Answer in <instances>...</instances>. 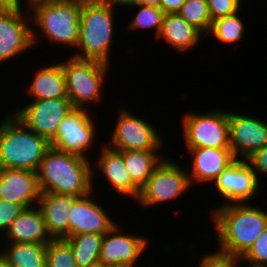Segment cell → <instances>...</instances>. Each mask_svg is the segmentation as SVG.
Listing matches in <instances>:
<instances>
[{"instance_id": "obj_6", "label": "cell", "mask_w": 267, "mask_h": 267, "mask_svg": "<svg viewBox=\"0 0 267 267\" xmlns=\"http://www.w3.org/2000/svg\"><path fill=\"white\" fill-rule=\"evenodd\" d=\"M82 1L61 2L35 7L30 13L32 26H37L47 41L77 47ZM42 30V31H41Z\"/></svg>"}, {"instance_id": "obj_24", "label": "cell", "mask_w": 267, "mask_h": 267, "mask_svg": "<svg viewBox=\"0 0 267 267\" xmlns=\"http://www.w3.org/2000/svg\"><path fill=\"white\" fill-rule=\"evenodd\" d=\"M47 244L6 243L0 257L10 267H46Z\"/></svg>"}, {"instance_id": "obj_38", "label": "cell", "mask_w": 267, "mask_h": 267, "mask_svg": "<svg viewBox=\"0 0 267 267\" xmlns=\"http://www.w3.org/2000/svg\"><path fill=\"white\" fill-rule=\"evenodd\" d=\"M102 2H104L105 4H108L109 6H111L112 8L115 7V9L117 8L116 6H123V7H133L135 8L136 5L140 4L141 0H101Z\"/></svg>"}, {"instance_id": "obj_1", "label": "cell", "mask_w": 267, "mask_h": 267, "mask_svg": "<svg viewBox=\"0 0 267 267\" xmlns=\"http://www.w3.org/2000/svg\"><path fill=\"white\" fill-rule=\"evenodd\" d=\"M211 215L219 250L239 260L267 228L264 209L249 203L219 205Z\"/></svg>"}, {"instance_id": "obj_20", "label": "cell", "mask_w": 267, "mask_h": 267, "mask_svg": "<svg viewBox=\"0 0 267 267\" xmlns=\"http://www.w3.org/2000/svg\"><path fill=\"white\" fill-rule=\"evenodd\" d=\"M77 198L74 195L53 192L40 194L37 206L53 239L69 237V209Z\"/></svg>"}, {"instance_id": "obj_4", "label": "cell", "mask_w": 267, "mask_h": 267, "mask_svg": "<svg viewBox=\"0 0 267 267\" xmlns=\"http://www.w3.org/2000/svg\"><path fill=\"white\" fill-rule=\"evenodd\" d=\"M115 8L101 0H83L74 57L111 64ZM81 50V51H80Z\"/></svg>"}, {"instance_id": "obj_42", "label": "cell", "mask_w": 267, "mask_h": 267, "mask_svg": "<svg viewBox=\"0 0 267 267\" xmlns=\"http://www.w3.org/2000/svg\"><path fill=\"white\" fill-rule=\"evenodd\" d=\"M90 267H108V266H105L104 264L98 263V264L90 266Z\"/></svg>"}, {"instance_id": "obj_17", "label": "cell", "mask_w": 267, "mask_h": 267, "mask_svg": "<svg viewBox=\"0 0 267 267\" xmlns=\"http://www.w3.org/2000/svg\"><path fill=\"white\" fill-rule=\"evenodd\" d=\"M40 194L37 172L0 169V200L19 204L27 209L38 205Z\"/></svg>"}, {"instance_id": "obj_14", "label": "cell", "mask_w": 267, "mask_h": 267, "mask_svg": "<svg viewBox=\"0 0 267 267\" xmlns=\"http://www.w3.org/2000/svg\"><path fill=\"white\" fill-rule=\"evenodd\" d=\"M117 223L103 235L99 263L108 267H134L149 244L144 236L123 234Z\"/></svg>"}, {"instance_id": "obj_21", "label": "cell", "mask_w": 267, "mask_h": 267, "mask_svg": "<svg viewBox=\"0 0 267 267\" xmlns=\"http://www.w3.org/2000/svg\"><path fill=\"white\" fill-rule=\"evenodd\" d=\"M6 235V236H5ZM6 243L47 244L53 238L48 233L42 212L37 206L23 209L4 234Z\"/></svg>"}, {"instance_id": "obj_41", "label": "cell", "mask_w": 267, "mask_h": 267, "mask_svg": "<svg viewBox=\"0 0 267 267\" xmlns=\"http://www.w3.org/2000/svg\"><path fill=\"white\" fill-rule=\"evenodd\" d=\"M0 267H10V266L0 257Z\"/></svg>"}, {"instance_id": "obj_15", "label": "cell", "mask_w": 267, "mask_h": 267, "mask_svg": "<svg viewBox=\"0 0 267 267\" xmlns=\"http://www.w3.org/2000/svg\"><path fill=\"white\" fill-rule=\"evenodd\" d=\"M228 116L230 148L235 158L245 160L267 145V122L232 111Z\"/></svg>"}, {"instance_id": "obj_34", "label": "cell", "mask_w": 267, "mask_h": 267, "mask_svg": "<svg viewBox=\"0 0 267 267\" xmlns=\"http://www.w3.org/2000/svg\"><path fill=\"white\" fill-rule=\"evenodd\" d=\"M24 208L12 202L0 200V234H5L14 219Z\"/></svg>"}, {"instance_id": "obj_5", "label": "cell", "mask_w": 267, "mask_h": 267, "mask_svg": "<svg viewBox=\"0 0 267 267\" xmlns=\"http://www.w3.org/2000/svg\"><path fill=\"white\" fill-rule=\"evenodd\" d=\"M110 65L74 56L63 59L67 95L73 107L89 108L102 99V87ZM94 104V105H93Z\"/></svg>"}, {"instance_id": "obj_9", "label": "cell", "mask_w": 267, "mask_h": 267, "mask_svg": "<svg viewBox=\"0 0 267 267\" xmlns=\"http://www.w3.org/2000/svg\"><path fill=\"white\" fill-rule=\"evenodd\" d=\"M115 129L106 144L118 151H160L163 143L161 134L148 121L137 117L125 107H119Z\"/></svg>"}, {"instance_id": "obj_39", "label": "cell", "mask_w": 267, "mask_h": 267, "mask_svg": "<svg viewBox=\"0 0 267 267\" xmlns=\"http://www.w3.org/2000/svg\"><path fill=\"white\" fill-rule=\"evenodd\" d=\"M25 3L22 0H0V10H16L21 9Z\"/></svg>"}, {"instance_id": "obj_8", "label": "cell", "mask_w": 267, "mask_h": 267, "mask_svg": "<svg viewBox=\"0 0 267 267\" xmlns=\"http://www.w3.org/2000/svg\"><path fill=\"white\" fill-rule=\"evenodd\" d=\"M166 158L140 189L135 200L144 209L179 198L192 188L186 167L184 169L178 162Z\"/></svg>"}, {"instance_id": "obj_19", "label": "cell", "mask_w": 267, "mask_h": 267, "mask_svg": "<svg viewBox=\"0 0 267 267\" xmlns=\"http://www.w3.org/2000/svg\"><path fill=\"white\" fill-rule=\"evenodd\" d=\"M193 160L188 174L191 186L214 182L236 158L231 149L186 148Z\"/></svg>"}, {"instance_id": "obj_16", "label": "cell", "mask_w": 267, "mask_h": 267, "mask_svg": "<svg viewBox=\"0 0 267 267\" xmlns=\"http://www.w3.org/2000/svg\"><path fill=\"white\" fill-rule=\"evenodd\" d=\"M94 186L92 192L78 197L70 207L69 236L83 233L104 235L117 223L103 209L102 205L94 200Z\"/></svg>"}, {"instance_id": "obj_40", "label": "cell", "mask_w": 267, "mask_h": 267, "mask_svg": "<svg viewBox=\"0 0 267 267\" xmlns=\"http://www.w3.org/2000/svg\"><path fill=\"white\" fill-rule=\"evenodd\" d=\"M140 4L147 7L161 8V0H141Z\"/></svg>"}, {"instance_id": "obj_43", "label": "cell", "mask_w": 267, "mask_h": 267, "mask_svg": "<svg viewBox=\"0 0 267 267\" xmlns=\"http://www.w3.org/2000/svg\"><path fill=\"white\" fill-rule=\"evenodd\" d=\"M240 262H241V261L239 260V263H237L236 267H238V265H239V267H240ZM241 267H244V266L242 265ZM245 267H254V266L245 265Z\"/></svg>"}, {"instance_id": "obj_13", "label": "cell", "mask_w": 267, "mask_h": 267, "mask_svg": "<svg viewBox=\"0 0 267 267\" xmlns=\"http://www.w3.org/2000/svg\"><path fill=\"white\" fill-rule=\"evenodd\" d=\"M216 191L226 204L249 203L258 194L259 180L244 159L236 158L214 181Z\"/></svg>"}, {"instance_id": "obj_35", "label": "cell", "mask_w": 267, "mask_h": 267, "mask_svg": "<svg viewBox=\"0 0 267 267\" xmlns=\"http://www.w3.org/2000/svg\"><path fill=\"white\" fill-rule=\"evenodd\" d=\"M245 161L252 168V170L257 174L259 183H260V175L264 174L267 176V145L262 149H259L249 155Z\"/></svg>"}, {"instance_id": "obj_27", "label": "cell", "mask_w": 267, "mask_h": 267, "mask_svg": "<svg viewBox=\"0 0 267 267\" xmlns=\"http://www.w3.org/2000/svg\"><path fill=\"white\" fill-rule=\"evenodd\" d=\"M238 13L213 20L208 35L214 36L224 44H235L243 39L246 28H244V22Z\"/></svg>"}, {"instance_id": "obj_32", "label": "cell", "mask_w": 267, "mask_h": 267, "mask_svg": "<svg viewBox=\"0 0 267 267\" xmlns=\"http://www.w3.org/2000/svg\"><path fill=\"white\" fill-rule=\"evenodd\" d=\"M241 3L242 0H207L212 21L241 11Z\"/></svg>"}, {"instance_id": "obj_36", "label": "cell", "mask_w": 267, "mask_h": 267, "mask_svg": "<svg viewBox=\"0 0 267 267\" xmlns=\"http://www.w3.org/2000/svg\"><path fill=\"white\" fill-rule=\"evenodd\" d=\"M185 0H161V9L164 13H177Z\"/></svg>"}, {"instance_id": "obj_28", "label": "cell", "mask_w": 267, "mask_h": 267, "mask_svg": "<svg viewBox=\"0 0 267 267\" xmlns=\"http://www.w3.org/2000/svg\"><path fill=\"white\" fill-rule=\"evenodd\" d=\"M190 25L207 37L211 28L212 18L209 13L207 0H185L177 12Z\"/></svg>"}, {"instance_id": "obj_3", "label": "cell", "mask_w": 267, "mask_h": 267, "mask_svg": "<svg viewBox=\"0 0 267 267\" xmlns=\"http://www.w3.org/2000/svg\"><path fill=\"white\" fill-rule=\"evenodd\" d=\"M5 116L0 121V169L37 172L51 148L50 142L26 127L11 112Z\"/></svg>"}, {"instance_id": "obj_30", "label": "cell", "mask_w": 267, "mask_h": 267, "mask_svg": "<svg viewBox=\"0 0 267 267\" xmlns=\"http://www.w3.org/2000/svg\"><path fill=\"white\" fill-rule=\"evenodd\" d=\"M135 7H138V12L136 11L133 18L128 22V30L155 29L154 37L156 38L162 25L164 11L161 8L147 7L141 4Z\"/></svg>"}, {"instance_id": "obj_18", "label": "cell", "mask_w": 267, "mask_h": 267, "mask_svg": "<svg viewBox=\"0 0 267 267\" xmlns=\"http://www.w3.org/2000/svg\"><path fill=\"white\" fill-rule=\"evenodd\" d=\"M101 152H99V157L93 165V184L94 176L96 171L102 173L105 176L106 181L109 182L111 189L116 191L120 196H128L136 200L140 189L132 182L131 175L129 174L127 167L125 165L123 155L120 151L108 147L106 144L102 143ZM97 168V170H96ZM96 171H95V170ZM122 194V195H121Z\"/></svg>"}, {"instance_id": "obj_33", "label": "cell", "mask_w": 267, "mask_h": 267, "mask_svg": "<svg viewBox=\"0 0 267 267\" xmlns=\"http://www.w3.org/2000/svg\"><path fill=\"white\" fill-rule=\"evenodd\" d=\"M238 262L236 257L217 250L202 255L198 267H236Z\"/></svg>"}, {"instance_id": "obj_11", "label": "cell", "mask_w": 267, "mask_h": 267, "mask_svg": "<svg viewBox=\"0 0 267 267\" xmlns=\"http://www.w3.org/2000/svg\"><path fill=\"white\" fill-rule=\"evenodd\" d=\"M30 15L25 8L0 10V64L38 44L40 34L30 25Z\"/></svg>"}, {"instance_id": "obj_25", "label": "cell", "mask_w": 267, "mask_h": 267, "mask_svg": "<svg viewBox=\"0 0 267 267\" xmlns=\"http://www.w3.org/2000/svg\"><path fill=\"white\" fill-rule=\"evenodd\" d=\"M132 182L141 189L151 177L155 169L165 159L159 151H120ZM160 154V155H159Z\"/></svg>"}, {"instance_id": "obj_2", "label": "cell", "mask_w": 267, "mask_h": 267, "mask_svg": "<svg viewBox=\"0 0 267 267\" xmlns=\"http://www.w3.org/2000/svg\"><path fill=\"white\" fill-rule=\"evenodd\" d=\"M92 160L50 148L37 171L40 192L82 197L93 191Z\"/></svg>"}, {"instance_id": "obj_10", "label": "cell", "mask_w": 267, "mask_h": 267, "mask_svg": "<svg viewBox=\"0 0 267 267\" xmlns=\"http://www.w3.org/2000/svg\"><path fill=\"white\" fill-rule=\"evenodd\" d=\"M90 115L87 108L74 107L58 126L50 147L89 160L86 153L97 137L95 120Z\"/></svg>"}, {"instance_id": "obj_37", "label": "cell", "mask_w": 267, "mask_h": 267, "mask_svg": "<svg viewBox=\"0 0 267 267\" xmlns=\"http://www.w3.org/2000/svg\"><path fill=\"white\" fill-rule=\"evenodd\" d=\"M27 2L25 9L31 13V11L38 6L46 5V4H54L61 2H72V1H83V0H24Z\"/></svg>"}, {"instance_id": "obj_26", "label": "cell", "mask_w": 267, "mask_h": 267, "mask_svg": "<svg viewBox=\"0 0 267 267\" xmlns=\"http://www.w3.org/2000/svg\"><path fill=\"white\" fill-rule=\"evenodd\" d=\"M65 240L70 244L79 267H90L99 263L103 235L83 233L69 236Z\"/></svg>"}, {"instance_id": "obj_7", "label": "cell", "mask_w": 267, "mask_h": 267, "mask_svg": "<svg viewBox=\"0 0 267 267\" xmlns=\"http://www.w3.org/2000/svg\"><path fill=\"white\" fill-rule=\"evenodd\" d=\"M187 148L231 149L228 110L187 112L182 118V129Z\"/></svg>"}, {"instance_id": "obj_29", "label": "cell", "mask_w": 267, "mask_h": 267, "mask_svg": "<svg viewBox=\"0 0 267 267\" xmlns=\"http://www.w3.org/2000/svg\"><path fill=\"white\" fill-rule=\"evenodd\" d=\"M46 267H79L65 239H52L47 243Z\"/></svg>"}, {"instance_id": "obj_12", "label": "cell", "mask_w": 267, "mask_h": 267, "mask_svg": "<svg viewBox=\"0 0 267 267\" xmlns=\"http://www.w3.org/2000/svg\"><path fill=\"white\" fill-rule=\"evenodd\" d=\"M73 108L70 99H42L32 100L11 113L26 127L50 142L58 126Z\"/></svg>"}, {"instance_id": "obj_22", "label": "cell", "mask_w": 267, "mask_h": 267, "mask_svg": "<svg viewBox=\"0 0 267 267\" xmlns=\"http://www.w3.org/2000/svg\"><path fill=\"white\" fill-rule=\"evenodd\" d=\"M202 33L190 25L178 13L164 14L162 25L156 40L165 41L166 44L180 53H187L201 41Z\"/></svg>"}, {"instance_id": "obj_23", "label": "cell", "mask_w": 267, "mask_h": 267, "mask_svg": "<svg viewBox=\"0 0 267 267\" xmlns=\"http://www.w3.org/2000/svg\"><path fill=\"white\" fill-rule=\"evenodd\" d=\"M34 79L27 86L26 94L33 100L42 99H69L66 89L65 75L62 61L52 65L37 68ZM29 87V88H28Z\"/></svg>"}, {"instance_id": "obj_31", "label": "cell", "mask_w": 267, "mask_h": 267, "mask_svg": "<svg viewBox=\"0 0 267 267\" xmlns=\"http://www.w3.org/2000/svg\"><path fill=\"white\" fill-rule=\"evenodd\" d=\"M243 263L249 262L250 266L267 267V228L253 243L248 252L240 259Z\"/></svg>"}]
</instances>
